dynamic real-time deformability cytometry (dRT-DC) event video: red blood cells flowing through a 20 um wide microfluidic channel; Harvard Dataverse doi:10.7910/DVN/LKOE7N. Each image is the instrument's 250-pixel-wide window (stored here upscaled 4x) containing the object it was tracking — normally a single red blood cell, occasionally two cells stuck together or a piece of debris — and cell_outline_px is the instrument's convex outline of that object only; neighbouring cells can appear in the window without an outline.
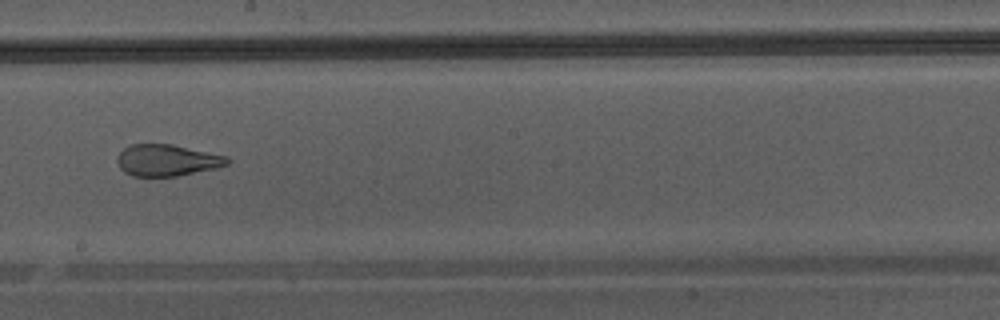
{"species": "Egyptian fruit bat (a non-hibernating species)", "species_latin": "Rousettus aegyptiacus", "temperature_condition": "warm", "stored_images_in_passage": 30, "camera_frame_rate_fps": 3000, "um_per_image_px": 0.085, "animal": {"sex": "male"}, "frame": {"image": 1, "passage_image": 13, "time_ms": 4.0, "image_size_px": [1000, 320], "cell_outline_px": [[232, 160], [228, 164], [216, 168], [176, 176], [132, 176], [124, 172], [120, 168], [116, 160], [120, 152], [128, 144], [172, 144], [228, 156]], "centroid_in_image_um": [14.2, 13.61], "position_along_channel_um": 234.0, "area_um2": 20.35}}